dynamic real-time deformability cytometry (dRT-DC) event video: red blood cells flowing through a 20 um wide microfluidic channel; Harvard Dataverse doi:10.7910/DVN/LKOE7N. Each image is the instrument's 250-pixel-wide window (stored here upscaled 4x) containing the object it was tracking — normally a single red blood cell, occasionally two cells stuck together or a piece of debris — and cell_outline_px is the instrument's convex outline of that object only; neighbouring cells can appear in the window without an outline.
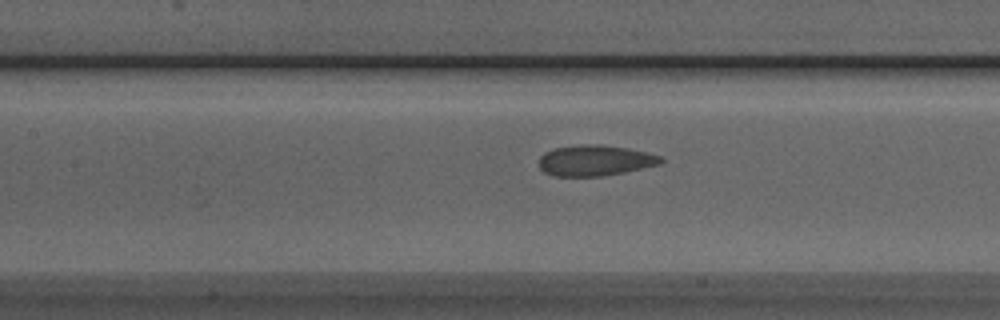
{"species": "Egyptian fruit bat (a non-hibernating species)", "species_latin": "Rousettus aegyptiacus", "temperature_condition": "room temperature", "stored_images_in_passage": 36, "camera_frame_rate_fps": 3000, "um_per_image_px": 0.085, "animal": {"sex": "male"}, "frame": {"image": 1, "passage_image": 11, "time_ms": 3.333, "image_size_px": [1000, 320], "cell_outline_px": [[664, 160], [660, 164], [624, 172], [604, 176], [552, 176], [544, 172], [540, 168], [540, 156], [544, 152], [556, 148], [584, 144], [600, 144], [628, 148], [660, 156]], "centroid_in_image_um": [50.56, 13.64], "position_along_channel_um": 156.8, "area_um2": 21.73}}
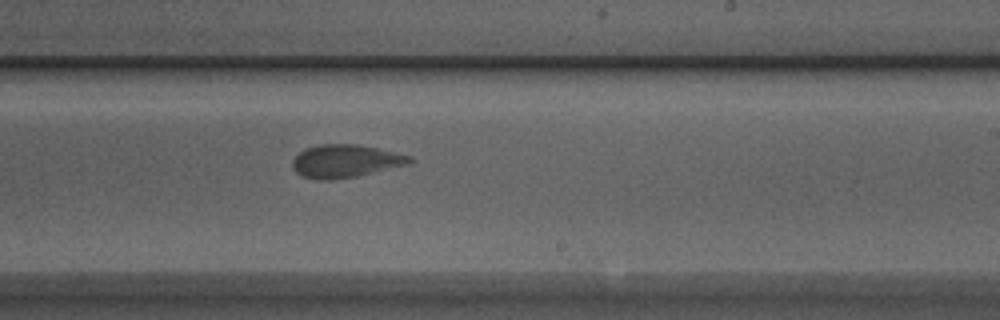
{"frame": {"image": 2, "passage_image": 19, "time_ms": 6.0, "image_size_px": [1000, 320], "cell_outline_px": [[416, 160], [412, 164], [356, 176], [332, 180], [316, 180], [304, 176], [296, 172], [292, 168], [292, 160], [304, 148], [316, 144], [360, 144], [412, 156]], "centroid_in_image_um": [29.39, 13.69], "position_along_channel_um": 259.6, "area_um2": 22.83}}
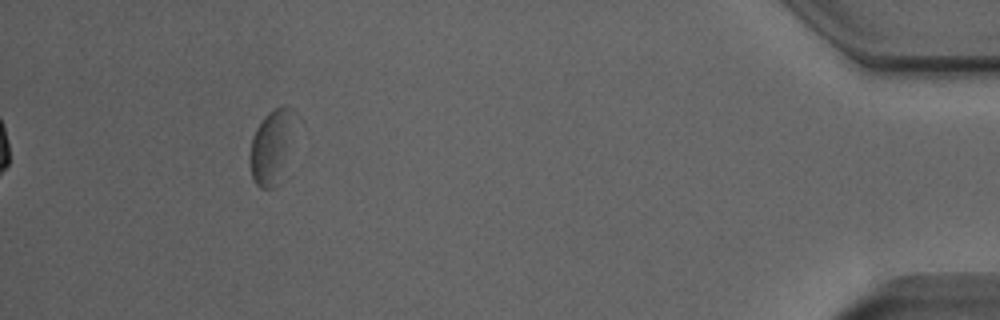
{"frame": {"image": 3, "passage_image": 36, "time_ms": 11.667, "image_size_px": [1000, 320], "cell_outline_px": [[300, 116], [280, 184], [276, 188], [260, 188], [256, 184], [252, 176], [248, 160], [248, 156], [252, 140], [256, 128], [264, 116], [268, 112], [280, 104], [284, 104], [292, 108]], "centroid_in_image_um": [23.16, 12.4], "position_along_channel_um": 412.0, "area_um2": 20.75}, "authors_computed_cell_mechanics": {"area_um2": 22.3686, "velocity_mm_per_s": 3.866, "shape_relaxation_time_tau1_ms": 3.7196, "shape_relaxation_time_tau2_ms": 1.429, "deformation_change_tau1": 0.1048, "deformation_change_tau2": 0.0695}}